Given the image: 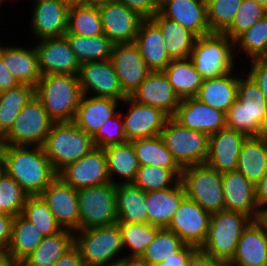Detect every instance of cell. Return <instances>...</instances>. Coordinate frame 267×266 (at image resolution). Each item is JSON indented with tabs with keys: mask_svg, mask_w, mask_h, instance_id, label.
Here are the masks:
<instances>
[{
	"mask_svg": "<svg viewBox=\"0 0 267 266\" xmlns=\"http://www.w3.org/2000/svg\"><path fill=\"white\" fill-rule=\"evenodd\" d=\"M210 219L211 213L185 196L167 229L173 231L186 245L200 249L206 241Z\"/></svg>",
	"mask_w": 267,
	"mask_h": 266,
	"instance_id": "obj_13",
	"label": "cell"
},
{
	"mask_svg": "<svg viewBox=\"0 0 267 266\" xmlns=\"http://www.w3.org/2000/svg\"><path fill=\"white\" fill-rule=\"evenodd\" d=\"M35 95V87L28 84L18 86L0 93V138L12 128L22 108Z\"/></svg>",
	"mask_w": 267,
	"mask_h": 266,
	"instance_id": "obj_41",
	"label": "cell"
},
{
	"mask_svg": "<svg viewBox=\"0 0 267 266\" xmlns=\"http://www.w3.org/2000/svg\"><path fill=\"white\" fill-rule=\"evenodd\" d=\"M243 0H207V21L211 32L223 33L233 22Z\"/></svg>",
	"mask_w": 267,
	"mask_h": 266,
	"instance_id": "obj_48",
	"label": "cell"
},
{
	"mask_svg": "<svg viewBox=\"0 0 267 266\" xmlns=\"http://www.w3.org/2000/svg\"><path fill=\"white\" fill-rule=\"evenodd\" d=\"M257 1L259 4L264 5L267 8V0H255Z\"/></svg>",
	"mask_w": 267,
	"mask_h": 266,
	"instance_id": "obj_67",
	"label": "cell"
},
{
	"mask_svg": "<svg viewBox=\"0 0 267 266\" xmlns=\"http://www.w3.org/2000/svg\"><path fill=\"white\" fill-rule=\"evenodd\" d=\"M196 250V247L185 244L177 253L156 264L155 266H186L190 256Z\"/></svg>",
	"mask_w": 267,
	"mask_h": 266,
	"instance_id": "obj_55",
	"label": "cell"
},
{
	"mask_svg": "<svg viewBox=\"0 0 267 266\" xmlns=\"http://www.w3.org/2000/svg\"><path fill=\"white\" fill-rule=\"evenodd\" d=\"M74 246L79 250L85 266H99L119 261L122 257L120 255L124 252L118 223L75 231Z\"/></svg>",
	"mask_w": 267,
	"mask_h": 266,
	"instance_id": "obj_7",
	"label": "cell"
},
{
	"mask_svg": "<svg viewBox=\"0 0 267 266\" xmlns=\"http://www.w3.org/2000/svg\"><path fill=\"white\" fill-rule=\"evenodd\" d=\"M243 70L236 101L226 113V128L247 136L267 134V99L257 83ZM244 73V74H243Z\"/></svg>",
	"mask_w": 267,
	"mask_h": 266,
	"instance_id": "obj_2",
	"label": "cell"
},
{
	"mask_svg": "<svg viewBox=\"0 0 267 266\" xmlns=\"http://www.w3.org/2000/svg\"><path fill=\"white\" fill-rule=\"evenodd\" d=\"M0 266H22V263L6 254H3L0 255Z\"/></svg>",
	"mask_w": 267,
	"mask_h": 266,
	"instance_id": "obj_61",
	"label": "cell"
},
{
	"mask_svg": "<svg viewBox=\"0 0 267 266\" xmlns=\"http://www.w3.org/2000/svg\"><path fill=\"white\" fill-rule=\"evenodd\" d=\"M234 42L224 33L211 32L196 39L189 59L203 80L234 71Z\"/></svg>",
	"mask_w": 267,
	"mask_h": 266,
	"instance_id": "obj_5",
	"label": "cell"
},
{
	"mask_svg": "<svg viewBox=\"0 0 267 266\" xmlns=\"http://www.w3.org/2000/svg\"><path fill=\"white\" fill-rule=\"evenodd\" d=\"M223 262L197 249L189 258L186 266H220Z\"/></svg>",
	"mask_w": 267,
	"mask_h": 266,
	"instance_id": "obj_56",
	"label": "cell"
},
{
	"mask_svg": "<svg viewBox=\"0 0 267 266\" xmlns=\"http://www.w3.org/2000/svg\"><path fill=\"white\" fill-rule=\"evenodd\" d=\"M104 152L111 183L115 185L132 183L140 167L133 144L128 141L123 144L111 145L105 147ZM118 177L119 179H117ZM114 179L119 180V182Z\"/></svg>",
	"mask_w": 267,
	"mask_h": 266,
	"instance_id": "obj_35",
	"label": "cell"
},
{
	"mask_svg": "<svg viewBox=\"0 0 267 266\" xmlns=\"http://www.w3.org/2000/svg\"><path fill=\"white\" fill-rule=\"evenodd\" d=\"M184 197L185 191L180 181L171 188L146 192L148 223L167 228Z\"/></svg>",
	"mask_w": 267,
	"mask_h": 266,
	"instance_id": "obj_31",
	"label": "cell"
},
{
	"mask_svg": "<svg viewBox=\"0 0 267 266\" xmlns=\"http://www.w3.org/2000/svg\"><path fill=\"white\" fill-rule=\"evenodd\" d=\"M98 9L104 35L114 44L135 42L143 17L115 0L98 5Z\"/></svg>",
	"mask_w": 267,
	"mask_h": 266,
	"instance_id": "obj_15",
	"label": "cell"
},
{
	"mask_svg": "<svg viewBox=\"0 0 267 266\" xmlns=\"http://www.w3.org/2000/svg\"><path fill=\"white\" fill-rule=\"evenodd\" d=\"M93 148L95 144L92 137L73 121L54 122L42 145L45 155L57 173Z\"/></svg>",
	"mask_w": 267,
	"mask_h": 266,
	"instance_id": "obj_4",
	"label": "cell"
},
{
	"mask_svg": "<svg viewBox=\"0 0 267 266\" xmlns=\"http://www.w3.org/2000/svg\"><path fill=\"white\" fill-rule=\"evenodd\" d=\"M44 236L22 215L13 218L12 232L6 255L22 261L41 243Z\"/></svg>",
	"mask_w": 267,
	"mask_h": 266,
	"instance_id": "obj_39",
	"label": "cell"
},
{
	"mask_svg": "<svg viewBox=\"0 0 267 266\" xmlns=\"http://www.w3.org/2000/svg\"><path fill=\"white\" fill-rule=\"evenodd\" d=\"M21 215L44 237L54 235L62 230L41 195L28 196Z\"/></svg>",
	"mask_w": 267,
	"mask_h": 266,
	"instance_id": "obj_45",
	"label": "cell"
},
{
	"mask_svg": "<svg viewBox=\"0 0 267 266\" xmlns=\"http://www.w3.org/2000/svg\"><path fill=\"white\" fill-rule=\"evenodd\" d=\"M38 42L34 49L42 76L47 74L78 75L81 64L65 36L42 39Z\"/></svg>",
	"mask_w": 267,
	"mask_h": 266,
	"instance_id": "obj_18",
	"label": "cell"
},
{
	"mask_svg": "<svg viewBox=\"0 0 267 266\" xmlns=\"http://www.w3.org/2000/svg\"><path fill=\"white\" fill-rule=\"evenodd\" d=\"M230 264L234 266H267V229L252 220L244 229Z\"/></svg>",
	"mask_w": 267,
	"mask_h": 266,
	"instance_id": "obj_26",
	"label": "cell"
},
{
	"mask_svg": "<svg viewBox=\"0 0 267 266\" xmlns=\"http://www.w3.org/2000/svg\"><path fill=\"white\" fill-rule=\"evenodd\" d=\"M5 163H4V160L3 158L0 160V180L1 178L4 176L5 174Z\"/></svg>",
	"mask_w": 267,
	"mask_h": 266,
	"instance_id": "obj_64",
	"label": "cell"
},
{
	"mask_svg": "<svg viewBox=\"0 0 267 266\" xmlns=\"http://www.w3.org/2000/svg\"><path fill=\"white\" fill-rule=\"evenodd\" d=\"M130 142L133 144L140 166L152 165L170 169L179 178L181 177L182 168L174 160L160 135L153 138L135 139Z\"/></svg>",
	"mask_w": 267,
	"mask_h": 266,
	"instance_id": "obj_38",
	"label": "cell"
},
{
	"mask_svg": "<svg viewBox=\"0 0 267 266\" xmlns=\"http://www.w3.org/2000/svg\"><path fill=\"white\" fill-rule=\"evenodd\" d=\"M41 197L48 204L62 229L79 230V203L77 190L58 176L43 190Z\"/></svg>",
	"mask_w": 267,
	"mask_h": 266,
	"instance_id": "obj_20",
	"label": "cell"
},
{
	"mask_svg": "<svg viewBox=\"0 0 267 266\" xmlns=\"http://www.w3.org/2000/svg\"><path fill=\"white\" fill-rule=\"evenodd\" d=\"M30 30L37 41L63 37L71 3L67 0H34Z\"/></svg>",
	"mask_w": 267,
	"mask_h": 266,
	"instance_id": "obj_17",
	"label": "cell"
},
{
	"mask_svg": "<svg viewBox=\"0 0 267 266\" xmlns=\"http://www.w3.org/2000/svg\"><path fill=\"white\" fill-rule=\"evenodd\" d=\"M120 104L111 98L83 95L73 122L92 137L107 119L118 112Z\"/></svg>",
	"mask_w": 267,
	"mask_h": 266,
	"instance_id": "obj_28",
	"label": "cell"
},
{
	"mask_svg": "<svg viewBox=\"0 0 267 266\" xmlns=\"http://www.w3.org/2000/svg\"><path fill=\"white\" fill-rule=\"evenodd\" d=\"M3 1H4V2H3ZM8 1H9V0H8ZM3 3H6L5 0H0V8H2L1 5H2Z\"/></svg>",
	"mask_w": 267,
	"mask_h": 266,
	"instance_id": "obj_70",
	"label": "cell"
},
{
	"mask_svg": "<svg viewBox=\"0 0 267 266\" xmlns=\"http://www.w3.org/2000/svg\"><path fill=\"white\" fill-rule=\"evenodd\" d=\"M139 104H146L161 109L173 117L180 103L163 71H152L130 96Z\"/></svg>",
	"mask_w": 267,
	"mask_h": 266,
	"instance_id": "obj_23",
	"label": "cell"
},
{
	"mask_svg": "<svg viewBox=\"0 0 267 266\" xmlns=\"http://www.w3.org/2000/svg\"><path fill=\"white\" fill-rule=\"evenodd\" d=\"M237 171L256 185L267 173V134L248 136L239 152Z\"/></svg>",
	"mask_w": 267,
	"mask_h": 266,
	"instance_id": "obj_32",
	"label": "cell"
},
{
	"mask_svg": "<svg viewBox=\"0 0 267 266\" xmlns=\"http://www.w3.org/2000/svg\"><path fill=\"white\" fill-rule=\"evenodd\" d=\"M159 12L176 21L197 37L211 33L207 21L206 2L202 0H162Z\"/></svg>",
	"mask_w": 267,
	"mask_h": 266,
	"instance_id": "obj_25",
	"label": "cell"
},
{
	"mask_svg": "<svg viewBox=\"0 0 267 266\" xmlns=\"http://www.w3.org/2000/svg\"><path fill=\"white\" fill-rule=\"evenodd\" d=\"M134 43L139 47L141 56L151 71H163L172 60L165 48L161 30L152 19L141 22Z\"/></svg>",
	"mask_w": 267,
	"mask_h": 266,
	"instance_id": "obj_27",
	"label": "cell"
},
{
	"mask_svg": "<svg viewBox=\"0 0 267 266\" xmlns=\"http://www.w3.org/2000/svg\"><path fill=\"white\" fill-rule=\"evenodd\" d=\"M78 79L83 95L91 94V96L111 98L120 102L127 97L121 89L111 60L81 64Z\"/></svg>",
	"mask_w": 267,
	"mask_h": 266,
	"instance_id": "obj_14",
	"label": "cell"
},
{
	"mask_svg": "<svg viewBox=\"0 0 267 266\" xmlns=\"http://www.w3.org/2000/svg\"><path fill=\"white\" fill-rule=\"evenodd\" d=\"M235 55L244 52V59L267 58V15L255 22L234 41ZM240 51V52H239ZM237 52V53H236Z\"/></svg>",
	"mask_w": 267,
	"mask_h": 266,
	"instance_id": "obj_43",
	"label": "cell"
},
{
	"mask_svg": "<svg viewBox=\"0 0 267 266\" xmlns=\"http://www.w3.org/2000/svg\"><path fill=\"white\" fill-rule=\"evenodd\" d=\"M108 0H78V4L100 5Z\"/></svg>",
	"mask_w": 267,
	"mask_h": 266,
	"instance_id": "obj_63",
	"label": "cell"
},
{
	"mask_svg": "<svg viewBox=\"0 0 267 266\" xmlns=\"http://www.w3.org/2000/svg\"><path fill=\"white\" fill-rule=\"evenodd\" d=\"M255 198L260 210L267 205V173L255 185Z\"/></svg>",
	"mask_w": 267,
	"mask_h": 266,
	"instance_id": "obj_59",
	"label": "cell"
},
{
	"mask_svg": "<svg viewBox=\"0 0 267 266\" xmlns=\"http://www.w3.org/2000/svg\"><path fill=\"white\" fill-rule=\"evenodd\" d=\"M163 72L180 100L197 96L203 78L189 58L172 59Z\"/></svg>",
	"mask_w": 267,
	"mask_h": 266,
	"instance_id": "obj_37",
	"label": "cell"
},
{
	"mask_svg": "<svg viewBox=\"0 0 267 266\" xmlns=\"http://www.w3.org/2000/svg\"><path fill=\"white\" fill-rule=\"evenodd\" d=\"M73 246L74 232L62 229L44 237L38 247L21 261L22 266H53Z\"/></svg>",
	"mask_w": 267,
	"mask_h": 266,
	"instance_id": "obj_36",
	"label": "cell"
},
{
	"mask_svg": "<svg viewBox=\"0 0 267 266\" xmlns=\"http://www.w3.org/2000/svg\"><path fill=\"white\" fill-rule=\"evenodd\" d=\"M160 136L181 168L205 164L209 145L207 134L188 129L169 117Z\"/></svg>",
	"mask_w": 267,
	"mask_h": 266,
	"instance_id": "obj_8",
	"label": "cell"
},
{
	"mask_svg": "<svg viewBox=\"0 0 267 266\" xmlns=\"http://www.w3.org/2000/svg\"><path fill=\"white\" fill-rule=\"evenodd\" d=\"M173 118L182 126L208 136L226 128V113L200 102L195 97L181 99Z\"/></svg>",
	"mask_w": 267,
	"mask_h": 266,
	"instance_id": "obj_21",
	"label": "cell"
},
{
	"mask_svg": "<svg viewBox=\"0 0 267 266\" xmlns=\"http://www.w3.org/2000/svg\"><path fill=\"white\" fill-rule=\"evenodd\" d=\"M4 147H5V144L3 140L0 138V160L3 158Z\"/></svg>",
	"mask_w": 267,
	"mask_h": 266,
	"instance_id": "obj_65",
	"label": "cell"
},
{
	"mask_svg": "<svg viewBox=\"0 0 267 266\" xmlns=\"http://www.w3.org/2000/svg\"><path fill=\"white\" fill-rule=\"evenodd\" d=\"M19 81L7 69L0 56V93L18 86Z\"/></svg>",
	"mask_w": 267,
	"mask_h": 266,
	"instance_id": "obj_57",
	"label": "cell"
},
{
	"mask_svg": "<svg viewBox=\"0 0 267 266\" xmlns=\"http://www.w3.org/2000/svg\"><path fill=\"white\" fill-rule=\"evenodd\" d=\"M79 230L116 224V185L113 183L77 190Z\"/></svg>",
	"mask_w": 267,
	"mask_h": 266,
	"instance_id": "obj_10",
	"label": "cell"
},
{
	"mask_svg": "<svg viewBox=\"0 0 267 266\" xmlns=\"http://www.w3.org/2000/svg\"><path fill=\"white\" fill-rule=\"evenodd\" d=\"M180 178L170 169L143 165L137 170L133 184L144 192H154L175 186Z\"/></svg>",
	"mask_w": 267,
	"mask_h": 266,
	"instance_id": "obj_46",
	"label": "cell"
},
{
	"mask_svg": "<svg viewBox=\"0 0 267 266\" xmlns=\"http://www.w3.org/2000/svg\"><path fill=\"white\" fill-rule=\"evenodd\" d=\"M95 147L105 148L111 145L127 143L125 136L123 118L120 110L92 136Z\"/></svg>",
	"mask_w": 267,
	"mask_h": 266,
	"instance_id": "obj_51",
	"label": "cell"
},
{
	"mask_svg": "<svg viewBox=\"0 0 267 266\" xmlns=\"http://www.w3.org/2000/svg\"><path fill=\"white\" fill-rule=\"evenodd\" d=\"M184 245L185 243L173 231L161 228L142 256L150 266H155L177 253Z\"/></svg>",
	"mask_w": 267,
	"mask_h": 266,
	"instance_id": "obj_47",
	"label": "cell"
},
{
	"mask_svg": "<svg viewBox=\"0 0 267 266\" xmlns=\"http://www.w3.org/2000/svg\"><path fill=\"white\" fill-rule=\"evenodd\" d=\"M13 216L0 213V255L6 254L11 240Z\"/></svg>",
	"mask_w": 267,
	"mask_h": 266,
	"instance_id": "obj_54",
	"label": "cell"
},
{
	"mask_svg": "<svg viewBox=\"0 0 267 266\" xmlns=\"http://www.w3.org/2000/svg\"><path fill=\"white\" fill-rule=\"evenodd\" d=\"M124 4L128 9L138 13L144 19H151L159 11L156 0H115Z\"/></svg>",
	"mask_w": 267,
	"mask_h": 266,
	"instance_id": "obj_52",
	"label": "cell"
},
{
	"mask_svg": "<svg viewBox=\"0 0 267 266\" xmlns=\"http://www.w3.org/2000/svg\"><path fill=\"white\" fill-rule=\"evenodd\" d=\"M65 34L84 37L104 34L98 5L71 3Z\"/></svg>",
	"mask_w": 267,
	"mask_h": 266,
	"instance_id": "obj_42",
	"label": "cell"
},
{
	"mask_svg": "<svg viewBox=\"0 0 267 266\" xmlns=\"http://www.w3.org/2000/svg\"><path fill=\"white\" fill-rule=\"evenodd\" d=\"M27 197L18 182L5 173L0 180V213L21 215Z\"/></svg>",
	"mask_w": 267,
	"mask_h": 266,
	"instance_id": "obj_50",
	"label": "cell"
},
{
	"mask_svg": "<svg viewBox=\"0 0 267 266\" xmlns=\"http://www.w3.org/2000/svg\"><path fill=\"white\" fill-rule=\"evenodd\" d=\"M69 1L70 3H77L78 4V0H67Z\"/></svg>",
	"mask_w": 267,
	"mask_h": 266,
	"instance_id": "obj_69",
	"label": "cell"
},
{
	"mask_svg": "<svg viewBox=\"0 0 267 266\" xmlns=\"http://www.w3.org/2000/svg\"><path fill=\"white\" fill-rule=\"evenodd\" d=\"M57 176L75 190L110 183L104 148H93L76 162L62 168Z\"/></svg>",
	"mask_w": 267,
	"mask_h": 266,
	"instance_id": "obj_12",
	"label": "cell"
},
{
	"mask_svg": "<svg viewBox=\"0 0 267 266\" xmlns=\"http://www.w3.org/2000/svg\"><path fill=\"white\" fill-rule=\"evenodd\" d=\"M35 96L54 122H71L83 93L78 75L47 74L35 86Z\"/></svg>",
	"mask_w": 267,
	"mask_h": 266,
	"instance_id": "obj_3",
	"label": "cell"
},
{
	"mask_svg": "<svg viewBox=\"0 0 267 266\" xmlns=\"http://www.w3.org/2000/svg\"><path fill=\"white\" fill-rule=\"evenodd\" d=\"M251 221L241 212L221 210L212 213L208 235L200 250L223 263L230 262L242 232Z\"/></svg>",
	"mask_w": 267,
	"mask_h": 266,
	"instance_id": "obj_6",
	"label": "cell"
},
{
	"mask_svg": "<svg viewBox=\"0 0 267 266\" xmlns=\"http://www.w3.org/2000/svg\"><path fill=\"white\" fill-rule=\"evenodd\" d=\"M267 15V8L255 0H243L232 24L223 32L233 42L255 22Z\"/></svg>",
	"mask_w": 267,
	"mask_h": 266,
	"instance_id": "obj_49",
	"label": "cell"
},
{
	"mask_svg": "<svg viewBox=\"0 0 267 266\" xmlns=\"http://www.w3.org/2000/svg\"><path fill=\"white\" fill-rule=\"evenodd\" d=\"M237 70L217 78L203 80L195 98L214 109L227 113L237 99L239 77L241 76Z\"/></svg>",
	"mask_w": 267,
	"mask_h": 266,
	"instance_id": "obj_29",
	"label": "cell"
},
{
	"mask_svg": "<svg viewBox=\"0 0 267 266\" xmlns=\"http://www.w3.org/2000/svg\"><path fill=\"white\" fill-rule=\"evenodd\" d=\"M224 210L241 212L258 220L260 209L255 198V185L239 171L222 173Z\"/></svg>",
	"mask_w": 267,
	"mask_h": 266,
	"instance_id": "obj_22",
	"label": "cell"
},
{
	"mask_svg": "<svg viewBox=\"0 0 267 266\" xmlns=\"http://www.w3.org/2000/svg\"><path fill=\"white\" fill-rule=\"evenodd\" d=\"M122 234L123 255L142 256L146 248L153 242L161 227L149 223H118Z\"/></svg>",
	"mask_w": 267,
	"mask_h": 266,
	"instance_id": "obj_44",
	"label": "cell"
},
{
	"mask_svg": "<svg viewBox=\"0 0 267 266\" xmlns=\"http://www.w3.org/2000/svg\"><path fill=\"white\" fill-rule=\"evenodd\" d=\"M53 123L41 101L34 95L2 140L5 145L42 146Z\"/></svg>",
	"mask_w": 267,
	"mask_h": 266,
	"instance_id": "obj_11",
	"label": "cell"
},
{
	"mask_svg": "<svg viewBox=\"0 0 267 266\" xmlns=\"http://www.w3.org/2000/svg\"><path fill=\"white\" fill-rule=\"evenodd\" d=\"M122 103L129 106L123 118L124 132L128 141L135 139L153 138L161 134L169 116L156 107L139 104L130 97Z\"/></svg>",
	"mask_w": 267,
	"mask_h": 266,
	"instance_id": "obj_16",
	"label": "cell"
},
{
	"mask_svg": "<svg viewBox=\"0 0 267 266\" xmlns=\"http://www.w3.org/2000/svg\"><path fill=\"white\" fill-rule=\"evenodd\" d=\"M53 266H85L81 259L79 250L73 246L61 256Z\"/></svg>",
	"mask_w": 267,
	"mask_h": 266,
	"instance_id": "obj_58",
	"label": "cell"
},
{
	"mask_svg": "<svg viewBox=\"0 0 267 266\" xmlns=\"http://www.w3.org/2000/svg\"><path fill=\"white\" fill-rule=\"evenodd\" d=\"M220 266H234V265L230 264L229 262H224Z\"/></svg>",
	"mask_w": 267,
	"mask_h": 266,
	"instance_id": "obj_68",
	"label": "cell"
},
{
	"mask_svg": "<svg viewBox=\"0 0 267 266\" xmlns=\"http://www.w3.org/2000/svg\"><path fill=\"white\" fill-rule=\"evenodd\" d=\"M5 172L21 186L28 196L41 195L57 177L42 146L5 145Z\"/></svg>",
	"mask_w": 267,
	"mask_h": 266,
	"instance_id": "obj_1",
	"label": "cell"
},
{
	"mask_svg": "<svg viewBox=\"0 0 267 266\" xmlns=\"http://www.w3.org/2000/svg\"><path fill=\"white\" fill-rule=\"evenodd\" d=\"M118 80L127 97L138 88L140 83L152 72L141 56L135 43L114 44L110 58Z\"/></svg>",
	"mask_w": 267,
	"mask_h": 266,
	"instance_id": "obj_19",
	"label": "cell"
},
{
	"mask_svg": "<svg viewBox=\"0 0 267 266\" xmlns=\"http://www.w3.org/2000/svg\"><path fill=\"white\" fill-rule=\"evenodd\" d=\"M151 19L161 30L169 57L189 58L198 37L176 21L164 17L159 11Z\"/></svg>",
	"mask_w": 267,
	"mask_h": 266,
	"instance_id": "obj_34",
	"label": "cell"
},
{
	"mask_svg": "<svg viewBox=\"0 0 267 266\" xmlns=\"http://www.w3.org/2000/svg\"><path fill=\"white\" fill-rule=\"evenodd\" d=\"M80 64L110 60L114 43L104 34L98 36L64 35Z\"/></svg>",
	"mask_w": 267,
	"mask_h": 266,
	"instance_id": "obj_40",
	"label": "cell"
},
{
	"mask_svg": "<svg viewBox=\"0 0 267 266\" xmlns=\"http://www.w3.org/2000/svg\"><path fill=\"white\" fill-rule=\"evenodd\" d=\"M0 56L7 69L20 84L35 87L41 78L38 67L36 51L33 47L24 48L15 45H2L0 43Z\"/></svg>",
	"mask_w": 267,
	"mask_h": 266,
	"instance_id": "obj_30",
	"label": "cell"
},
{
	"mask_svg": "<svg viewBox=\"0 0 267 266\" xmlns=\"http://www.w3.org/2000/svg\"><path fill=\"white\" fill-rule=\"evenodd\" d=\"M267 229V205L261 209L258 219Z\"/></svg>",
	"mask_w": 267,
	"mask_h": 266,
	"instance_id": "obj_62",
	"label": "cell"
},
{
	"mask_svg": "<svg viewBox=\"0 0 267 266\" xmlns=\"http://www.w3.org/2000/svg\"><path fill=\"white\" fill-rule=\"evenodd\" d=\"M180 182L185 196L209 213L224 210L222 173L207 164L182 168Z\"/></svg>",
	"mask_w": 267,
	"mask_h": 266,
	"instance_id": "obj_9",
	"label": "cell"
},
{
	"mask_svg": "<svg viewBox=\"0 0 267 266\" xmlns=\"http://www.w3.org/2000/svg\"><path fill=\"white\" fill-rule=\"evenodd\" d=\"M121 266H150L143 256L122 255L119 259Z\"/></svg>",
	"mask_w": 267,
	"mask_h": 266,
	"instance_id": "obj_60",
	"label": "cell"
},
{
	"mask_svg": "<svg viewBox=\"0 0 267 266\" xmlns=\"http://www.w3.org/2000/svg\"><path fill=\"white\" fill-rule=\"evenodd\" d=\"M250 71H245L259 86L267 99V58H256L250 62Z\"/></svg>",
	"mask_w": 267,
	"mask_h": 266,
	"instance_id": "obj_53",
	"label": "cell"
},
{
	"mask_svg": "<svg viewBox=\"0 0 267 266\" xmlns=\"http://www.w3.org/2000/svg\"><path fill=\"white\" fill-rule=\"evenodd\" d=\"M99 266H121L120 261L112 262V263H107L105 265H99Z\"/></svg>",
	"mask_w": 267,
	"mask_h": 266,
	"instance_id": "obj_66",
	"label": "cell"
},
{
	"mask_svg": "<svg viewBox=\"0 0 267 266\" xmlns=\"http://www.w3.org/2000/svg\"><path fill=\"white\" fill-rule=\"evenodd\" d=\"M248 136L242 132L224 128L209 136L208 166L220 173L237 169L241 147Z\"/></svg>",
	"mask_w": 267,
	"mask_h": 266,
	"instance_id": "obj_24",
	"label": "cell"
},
{
	"mask_svg": "<svg viewBox=\"0 0 267 266\" xmlns=\"http://www.w3.org/2000/svg\"><path fill=\"white\" fill-rule=\"evenodd\" d=\"M117 223H148L146 192L133 183L116 185Z\"/></svg>",
	"mask_w": 267,
	"mask_h": 266,
	"instance_id": "obj_33",
	"label": "cell"
}]
</instances>
